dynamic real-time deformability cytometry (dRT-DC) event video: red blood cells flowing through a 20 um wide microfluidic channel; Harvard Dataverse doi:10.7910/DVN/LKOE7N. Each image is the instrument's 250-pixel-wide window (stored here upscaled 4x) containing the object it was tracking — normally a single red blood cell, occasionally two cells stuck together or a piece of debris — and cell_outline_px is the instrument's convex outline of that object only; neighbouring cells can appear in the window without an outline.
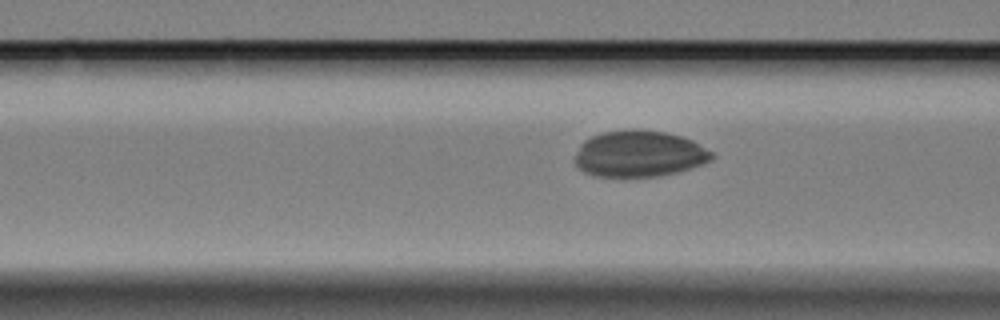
{"species": "Egyptian fruit bat (a non-hibernating species)", "species_latin": "Rousettus aegyptiacus", "temperature_condition": "cold", "stored_images_in_passage": 19, "camera_frame_rate_fps": 3000, "um_per_image_px": 0.085, "animal": {"sex": "female"}, "frame": {"image": 1, "passage_image": 12, "time_ms": 3.667, "image_size_px": [1000, 320], "cell_outline_px": [[716, 156], [712, 160], [704, 164], [676, 172], [656, 176], [596, 176], [584, 172], [572, 160], [580, 144], [584, 140], [592, 136], [604, 132], [636, 128], [664, 132], [680, 136], [692, 140], [712, 152]], "centroid_in_image_um": [54.32, 13.06], "position_along_channel_um": 112.3, "area_um2": 36.99}}
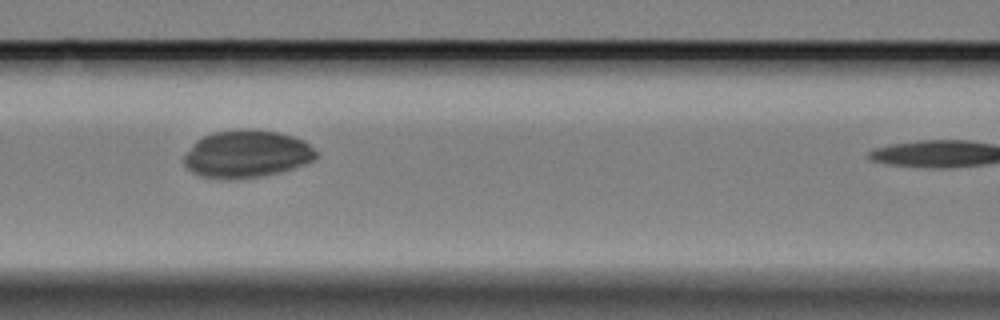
{"frame": {"image": 2, "passage_image": 15, "time_ms": 4.667, "image_size_px": [1000, 320], "cell_outline_px": [[320, 156], [304, 164], [292, 168], [276, 172], [256, 176], [200, 176], [192, 172], [184, 164], [184, 156], [196, 140], [212, 132], [276, 132], [292, 136], [304, 140], [320, 152]], "centroid_in_image_um": [21.02, 13.08], "position_along_channel_um": 145.6, "area_um2": 34.74}}
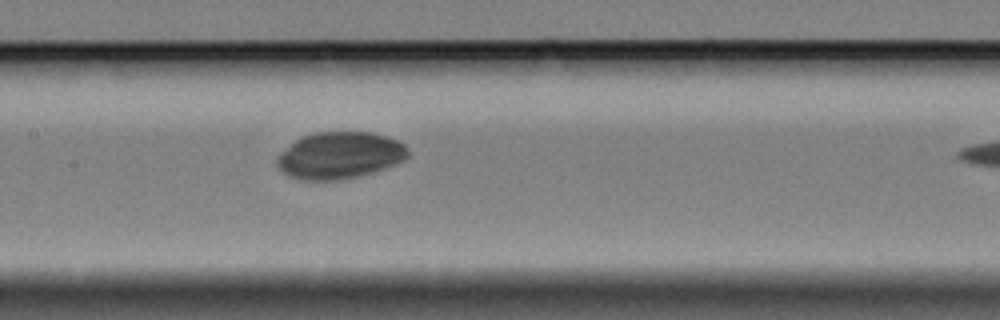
{"frame": {"image": 3, "passage_image": 18, "time_ms": 5.667, "image_size_px": [1000, 320], "cell_outline_px": [[408, 156], [404, 160], [384, 168], [372, 172], [340, 180], [300, 180], [288, 176], [276, 164], [276, 156], [280, 152], [300, 136], [316, 132], [372, 132], [396, 140], [404, 144], [408, 148]], "centroid_in_image_um": [28.83, 13.2], "position_along_channel_um": 178.6, "area_um2": 35.72}}